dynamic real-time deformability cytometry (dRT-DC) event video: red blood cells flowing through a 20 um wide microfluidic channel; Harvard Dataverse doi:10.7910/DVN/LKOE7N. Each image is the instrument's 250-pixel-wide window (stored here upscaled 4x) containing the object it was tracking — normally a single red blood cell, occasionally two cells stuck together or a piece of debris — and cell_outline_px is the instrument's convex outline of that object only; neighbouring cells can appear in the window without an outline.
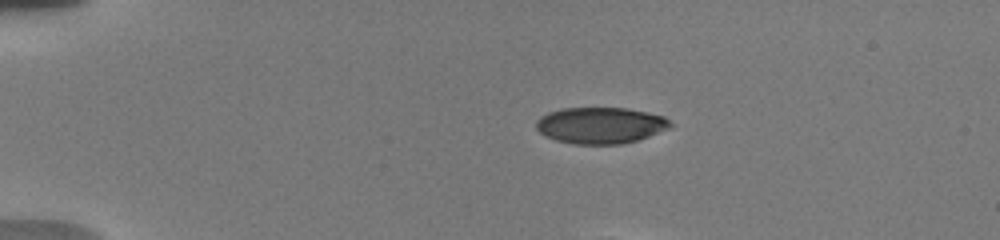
{"species": "human", "species_latin": "Homo sapiens", "temperature_condition": "warm", "stored_images_in_passage": 9, "camera_frame_rate_fps": 3000, "um_per_image_px": 0.085, "donor": {"sex": "male"}, "frame": {"image": 1, "passage_image": 1, "time_ms": 0.0, "image_size_px": [1000, 240], "cell_outline_px": [[672, 124], [668, 128], [648, 136], [636, 140], [620, 144], [572, 144], [556, 140], [544, 136], [536, 128], [536, 120], [540, 116], [548, 112], [560, 108], [628, 108], [648, 112], [664, 116]], "centroid_in_image_um": [50.99, 10.65], "position_along_channel_um": 34.0, "area_um2": 28.44}}